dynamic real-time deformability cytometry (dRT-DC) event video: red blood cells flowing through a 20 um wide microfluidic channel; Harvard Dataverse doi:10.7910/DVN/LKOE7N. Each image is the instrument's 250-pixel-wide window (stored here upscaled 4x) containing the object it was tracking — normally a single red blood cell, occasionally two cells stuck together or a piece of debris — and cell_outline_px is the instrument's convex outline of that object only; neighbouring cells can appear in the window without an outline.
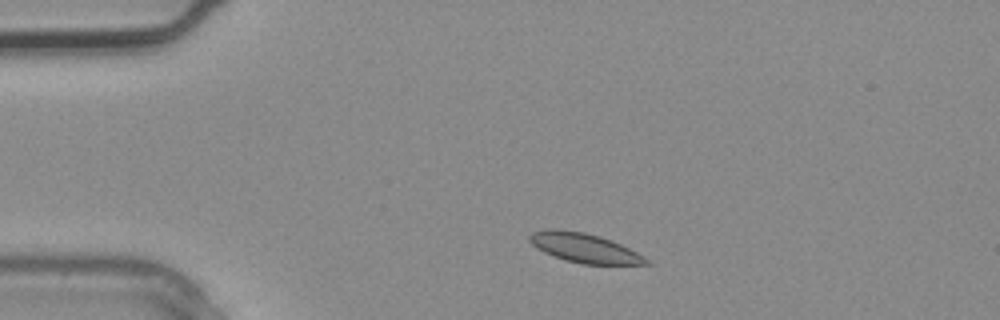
{"species": "common noctule bat (a hibernating species)", "species_latin": "Nyctalus noctula", "temperature_condition": "warm", "stored_images_in_passage": 2, "camera_frame_rate_fps": 3000, "um_per_image_px": 0.085, "animal": {"sex": "male", "body_mass_g": 20.4}, "frame": {"image": 1, "passage_image": 1, "time_ms": 0.0, "image_size_px": [1000, 320], "cell_outline_px": [[652, 264], [580, 264], [564, 260], [544, 252], [536, 248], [528, 240], [528, 236], [532, 232], [548, 228], [556, 228], [584, 232], [600, 236], [612, 240], [644, 256]], "centroid_in_image_um": [49.62, 21.06], "position_along_channel_um": 35.4, "area_um2": 20.06}}
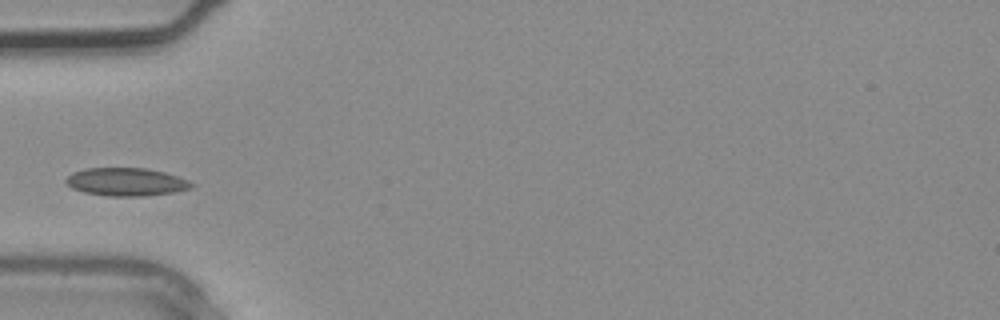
{"frame": {"image": 2, "passage_image": 2, "time_ms": 0.333, "image_size_px": [1000, 320], "cell_outline_px": [[196, 184], [192, 188], [176, 192], [144, 196], [108, 196], [84, 192], [72, 188], [64, 180], [72, 172], [84, 168], [148, 168], [164, 172], [188, 180]], "centroid_in_image_um": [10.74, 15.46], "position_along_channel_um": 74.3, "area_um2": 20.63}}